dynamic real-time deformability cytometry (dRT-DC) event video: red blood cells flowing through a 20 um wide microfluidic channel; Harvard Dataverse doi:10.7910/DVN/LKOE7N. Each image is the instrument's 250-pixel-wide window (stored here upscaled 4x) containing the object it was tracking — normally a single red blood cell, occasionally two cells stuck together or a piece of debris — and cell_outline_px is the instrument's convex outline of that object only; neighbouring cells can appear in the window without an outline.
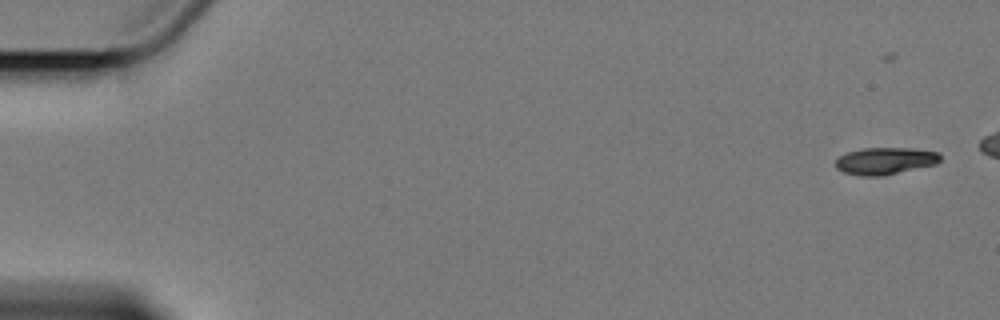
{"species": "Egyptian fruit bat (a non-hibernating species)", "species_latin": "Rousettus aegyptiacus", "temperature_condition": "cold", "stored_images_in_passage": 6, "segment_of_instrument_passage": [1, 2], "camera_frame_rate_fps": 3000, "um_per_image_px": 0.085, "animal": {"sex": "female"}, "frame": {"image": 1, "passage_image": 1, "time_ms": 0.0, "image_size_px": [1000, 320], "cell_outline_px": [[940, 160], [936, 164], [884, 176], [860, 176], [844, 172], [836, 168], [836, 160], [840, 156], [848, 152], [864, 148], [912, 148], [936, 152], [940, 156]], "centroid_in_image_um": [75.23, 13.68], "position_along_channel_um": 9.8, "area_um2": 16.42}}